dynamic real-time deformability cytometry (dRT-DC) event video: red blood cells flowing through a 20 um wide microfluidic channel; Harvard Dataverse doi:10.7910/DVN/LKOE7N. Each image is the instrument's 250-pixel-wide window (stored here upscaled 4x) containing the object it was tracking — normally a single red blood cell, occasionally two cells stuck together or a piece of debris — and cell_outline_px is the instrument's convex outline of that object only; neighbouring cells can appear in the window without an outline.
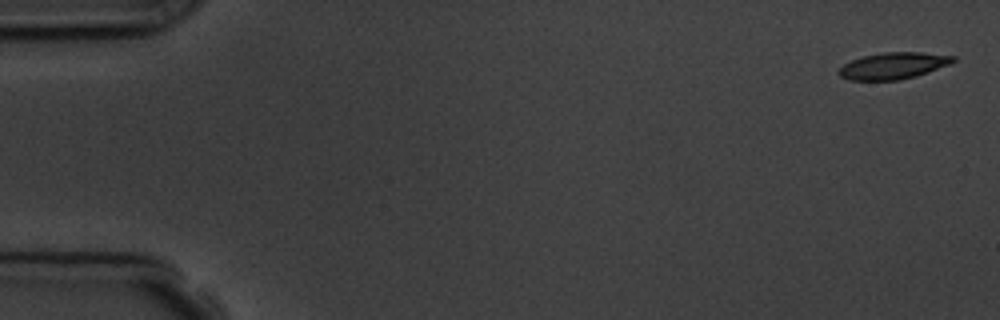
{"species": "common noctule bat (a hibernating species)", "species_latin": "Nyctalus noctula", "temperature_condition": "room temperature", "stored_images_in_passage": 5, "camera_frame_rate_fps": 3000, "um_per_image_px": 0.085, "animal": {"sex": "male", "body_mass_g": 19.5, "forearm_length_mm": 54.6}, "frame": {"image": 1, "passage_image": 1, "time_ms": 0.0, "image_size_px": [1000, 320], "cell_outline_px": [[956, 60], [948, 64], [928, 72], [916, 76], [900, 80], [848, 80], [840, 76], [836, 72], [844, 64], [852, 60], [864, 56], [884, 52], [920, 52], [956, 56]], "centroid_in_image_um": [75.91, 5.59], "position_along_channel_um": 9.1, "area_um2": 17.63}}
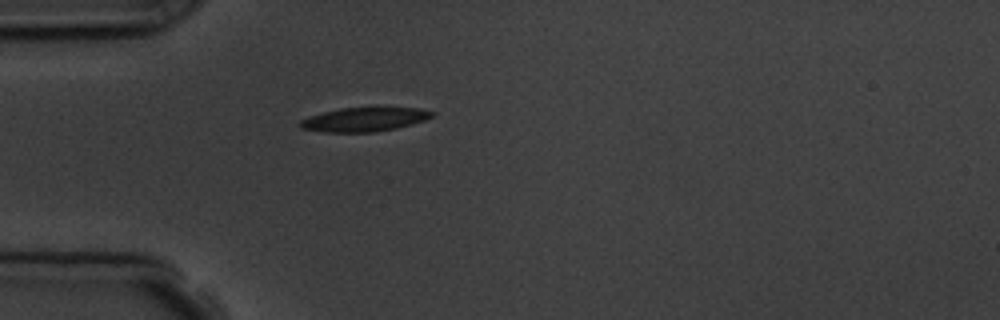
{"frame": {"image": 2, "passage_image": 5, "time_ms": 4.667, "image_size_px": [1000, 320], "cell_outline_px": [[436, 112], [432, 116], [424, 120], [412, 124], [396, 128], [372, 132], [328, 132], [300, 128], [296, 124], [300, 120], [308, 116], [340, 108], [376, 104], [420, 108]], "centroid_in_image_um": [31.01, 10.09], "position_along_channel_um": 54.0, "area_um2": 19.48}}